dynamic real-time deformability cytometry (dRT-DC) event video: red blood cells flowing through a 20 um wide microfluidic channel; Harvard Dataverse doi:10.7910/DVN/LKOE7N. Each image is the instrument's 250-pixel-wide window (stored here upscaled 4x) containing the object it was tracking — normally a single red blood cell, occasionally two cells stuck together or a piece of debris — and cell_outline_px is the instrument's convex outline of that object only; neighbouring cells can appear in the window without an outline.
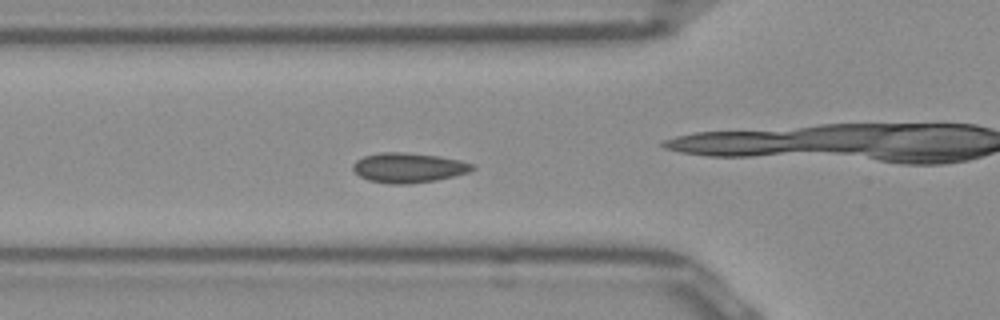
{"species": "Egyptian fruit bat (a non-hibernating species)", "species_latin": "Rousettus aegyptiacus", "temperature_condition": "room temperature", "stored_images_in_passage": 50, "camera_frame_rate_fps": 3000, "um_per_image_px": 0.085, "frame": {"image": 1, "passage_image": 15, "time_ms": 4.667, "image_size_px": [1000, 320], "cell_outline_px": [[476, 168], [468, 172], [436, 180], [408, 184], [388, 184], [368, 180], [360, 176], [352, 168], [352, 164], [356, 160], [364, 156], [380, 152], [400, 152], [440, 156], [460, 160], [476, 164]], "centroid_in_image_um": [34.72, 14.25], "position_along_channel_um": 91.1, "area_um2": 20.81}}